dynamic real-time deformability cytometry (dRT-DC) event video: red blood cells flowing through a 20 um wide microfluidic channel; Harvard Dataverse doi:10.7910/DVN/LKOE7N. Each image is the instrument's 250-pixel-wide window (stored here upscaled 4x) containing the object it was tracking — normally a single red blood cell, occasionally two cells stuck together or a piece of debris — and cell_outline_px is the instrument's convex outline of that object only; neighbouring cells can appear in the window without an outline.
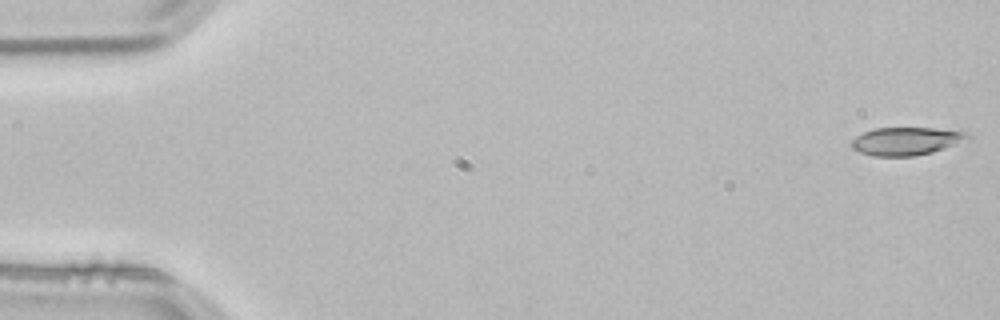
{"species": "common noctule bat (a hibernating species)", "species_latin": "Nyctalus noctula", "temperature_condition": "room temperature", "stored_images_in_passage": 4, "camera_frame_rate_fps": 3000, "um_per_image_px": 0.085, "animal": {"sex": "male", "body_mass_g": 21.5, "forearm_length_mm": 52.0}, "frame": {"image": 1, "passage_image": 1, "time_ms": 0.0, "image_size_px": [1000, 320], "cell_outline_px": [[972, 136], [944, 148], [932, 152], [912, 156], [872, 156], [860, 152], [852, 148], [848, 144], [856, 136], [864, 132], [876, 128], [932, 128], [968, 132]], "centroid_in_image_um": [76.96, 11.99], "position_along_channel_um": 8.0, "area_um2": 18.73}}
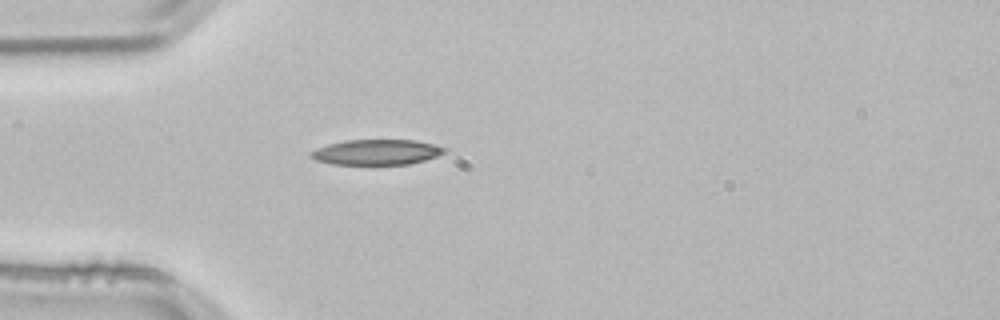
{"frame": {"image": 2, "passage_image": 4, "time_ms": 1.0, "image_size_px": [1000, 320], "cell_outline_px": [[448, 148], [444, 152], [436, 156], [424, 160], [408, 164], [332, 164], [316, 160], [308, 156], [316, 148], [328, 144], [344, 140], [416, 140], [436, 144]], "centroid_in_image_um": [32.01, 12.92], "position_along_channel_um": 53.0, "area_um2": 19.71}}